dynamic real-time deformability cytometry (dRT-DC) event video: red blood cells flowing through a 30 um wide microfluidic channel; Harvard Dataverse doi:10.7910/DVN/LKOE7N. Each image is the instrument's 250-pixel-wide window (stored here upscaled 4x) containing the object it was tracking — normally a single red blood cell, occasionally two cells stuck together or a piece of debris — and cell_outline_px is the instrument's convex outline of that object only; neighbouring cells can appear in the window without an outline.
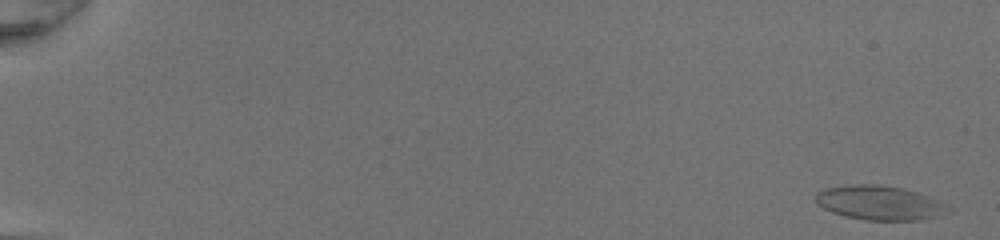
{"species": "common noctule bat (a hibernating species)", "species_latin": "Nyctalus noctula", "temperature_condition": "room temperature", "stored_images_in_passage": 51, "camera_frame_rate_fps": 3000, "um_per_image_px": 0.085, "animal": {"sex": "female", "body_mass_g": 20.0, "forearm_length_mm": 54.0}, "frame": {"image": 1, "passage_image": 2, "time_ms": 0.333, "image_size_px": [1000, 240], "cell_outline_px": [[952, 212], [920, 220], [864, 220], [832, 212], [816, 204], [816, 192], [824, 188], [856, 184], [872, 184], [904, 188], [928, 196], [948, 204]], "centroid_in_image_um": [74.79, 17.24], "position_along_channel_um": 10.2, "area_um2": 26.47}}
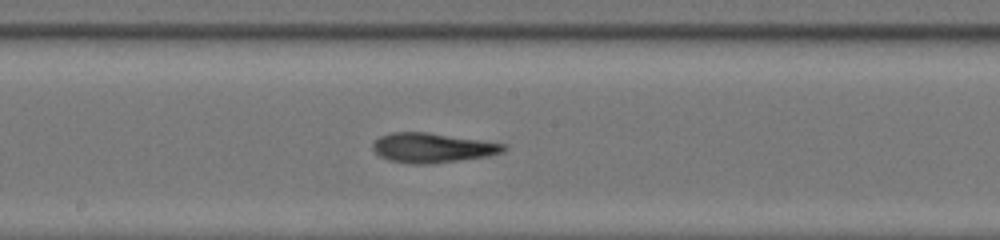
{"frame": {"image": 2, "passage_image": 30, "time_ms": 9.667, "image_size_px": [1000, 240], "cell_outline_px": [[508, 148], [504, 152], [488, 156], [432, 164], [412, 164], [388, 160], [380, 156], [372, 148], [372, 144], [380, 136], [392, 132], [428, 132], [508, 144]], "centroid_in_image_um": [36.79, 12.56], "position_along_channel_um": 211.4, "area_um2": 22.77}}
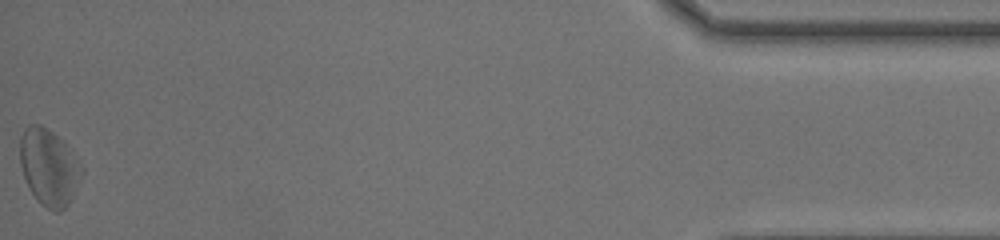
{"frame": {"image": 3, "passage_image": 51, "time_ms": 16.667, "image_size_px": [1000, 240], "cell_outline_px": [[84, 172], [72, 200], [60, 212], [56, 212], [40, 204], [32, 192], [24, 176], [20, 164], [20, 136], [24, 128], [28, 124], [40, 124], [52, 132], [64, 144], [84, 168]], "centroid_in_image_um": [4.16, 14.23], "position_along_channel_um": 431.0, "area_um2": 27.34}, "authors_computed_cell_mechanics": {"area_um2": 23.8714, "velocity_mm_per_s": 4.2793, "shape_relaxation_time_tau1_ms": 6.7445, "shape_relaxation_time_tau2_ms": 3.9283, "deformation_change_tau1": 0.2001, "deformation_change_tau2": 0.169}}